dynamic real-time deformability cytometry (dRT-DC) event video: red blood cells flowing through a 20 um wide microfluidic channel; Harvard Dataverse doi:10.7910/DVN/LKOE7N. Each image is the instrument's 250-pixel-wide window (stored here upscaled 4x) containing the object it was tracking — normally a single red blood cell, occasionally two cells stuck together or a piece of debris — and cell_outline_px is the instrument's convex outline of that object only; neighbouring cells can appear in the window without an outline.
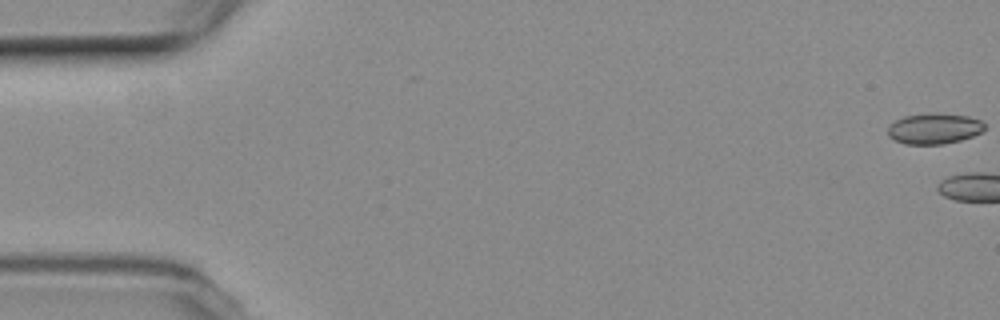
{"species": "common noctule bat (a hibernating species)", "species_latin": "Nyctalus noctula", "temperature_condition": "room temperature", "stored_images_in_passage": 4, "camera_frame_rate_fps": 3000, "um_per_image_px": 0.085, "animal": {"sex": "female", "body_mass_g": 19.3, "forearm_length_mm": 54.1}, "frame": {"image": 1, "passage_image": 1, "time_ms": 0.0, "image_size_px": [1000, 320], "cell_outline_px": [[984, 128], [980, 132], [972, 136], [960, 140], [944, 144], [904, 144], [888, 136], [888, 124], [904, 116], [936, 112], [968, 116], [980, 120], [984, 124]], "centroid_in_image_um": [79.38, 10.92], "position_along_channel_um": 5.6, "area_um2": 17.34}}